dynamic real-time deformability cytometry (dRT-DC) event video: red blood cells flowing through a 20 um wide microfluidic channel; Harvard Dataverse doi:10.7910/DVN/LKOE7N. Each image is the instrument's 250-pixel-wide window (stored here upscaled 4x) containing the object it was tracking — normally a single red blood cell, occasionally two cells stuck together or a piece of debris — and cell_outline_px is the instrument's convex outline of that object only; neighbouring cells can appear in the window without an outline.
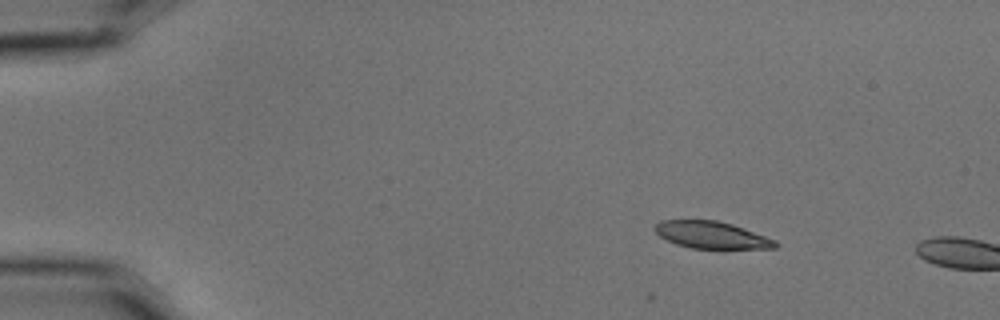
{"species": "common noctule bat (a hibernating species)", "species_latin": "Nyctalus noctula", "temperature_condition": "cold", "stored_images_in_passage": 3, "camera_frame_rate_fps": 3000, "um_per_image_px": 0.085, "animal": {"sex": "male", "body_mass_g": 15.6}, "frame": {"image": 1, "passage_image": 1, "time_ms": 0.0, "image_size_px": [1000, 320], "cell_outline_px": [[780, 244], [776, 248], [692, 248], [676, 244], [660, 236], [652, 228], [660, 220], [716, 220], [732, 224], [776, 240]], "centroid_in_image_um": [60.47, 19.96], "position_along_channel_um": 24.5, "area_um2": 18.84}}